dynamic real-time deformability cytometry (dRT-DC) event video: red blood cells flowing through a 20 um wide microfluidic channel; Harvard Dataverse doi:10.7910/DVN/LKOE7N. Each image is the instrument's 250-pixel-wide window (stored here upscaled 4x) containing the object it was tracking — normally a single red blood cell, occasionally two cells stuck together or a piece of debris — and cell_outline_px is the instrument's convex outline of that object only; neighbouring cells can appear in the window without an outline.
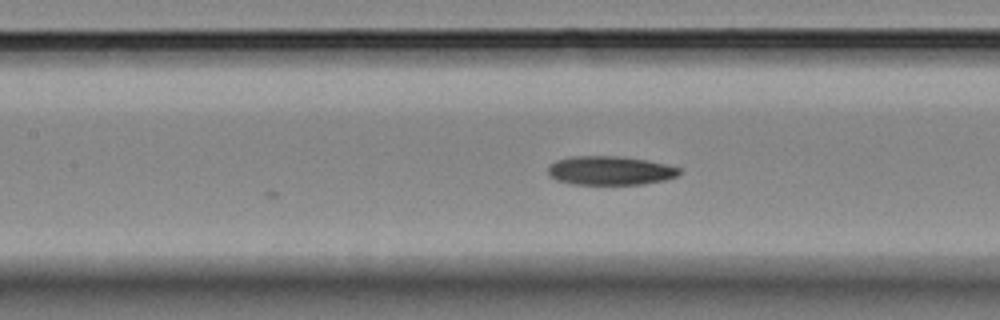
{"species": "Egyptian fruit bat (a non-hibernating species)", "species_latin": "Rousettus aegyptiacus", "temperature_condition": "room temperature", "stored_images_in_passage": 4, "camera_frame_rate_fps": 3000, "um_per_image_px": 0.085, "animal": {"sex": "female"}, "frame": {"image": 1, "passage_image": 4, "time_ms": 3.333, "image_size_px": [1000, 320], "cell_outline_px": [[680, 172], [676, 176], [664, 180], [644, 184], [572, 184], [560, 180], [552, 176], [548, 172], [548, 168], [556, 160], [572, 156], [624, 156], [648, 160], [680, 168]], "centroid_in_image_um": [51.89, 14.49], "position_along_channel_um": 155.5, "area_um2": 21.91}}